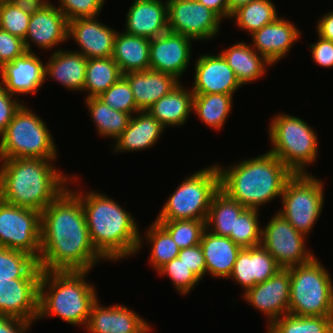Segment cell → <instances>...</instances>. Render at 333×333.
Listing matches in <instances>:
<instances>
[{
  "label": "cell",
  "instance_id": "cell-1",
  "mask_svg": "<svg viewBox=\"0 0 333 333\" xmlns=\"http://www.w3.org/2000/svg\"><path fill=\"white\" fill-rule=\"evenodd\" d=\"M106 259L94 248L80 197L65 190L41 212L42 271H90Z\"/></svg>",
  "mask_w": 333,
  "mask_h": 333
},
{
  "label": "cell",
  "instance_id": "cell-2",
  "mask_svg": "<svg viewBox=\"0 0 333 333\" xmlns=\"http://www.w3.org/2000/svg\"><path fill=\"white\" fill-rule=\"evenodd\" d=\"M55 160L0 159V199L11 205L41 213L69 187L70 182L79 179L74 175L67 176L62 171L59 172V169L54 167Z\"/></svg>",
  "mask_w": 333,
  "mask_h": 333
},
{
  "label": "cell",
  "instance_id": "cell-3",
  "mask_svg": "<svg viewBox=\"0 0 333 333\" xmlns=\"http://www.w3.org/2000/svg\"><path fill=\"white\" fill-rule=\"evenodd\" d=\"M74 192L80 197L94 248L107 261H121L141 251L145 239L130 212L101 192Z\"/></svg>",
  "mask_w": 333,
  "mask_h": 333
},
{
  "label": "cell",
  "instance_id": "cell-4",
  "mask_svg": "<svg viewBox=\"0 0 333 333\" xmlns=\"http://www.w3.org/2000/svg\"><path fill=\"white\" fill-rule=\"evenodd\" d=\"M220 190L245 208L260 209L281 197L286 182L294 175L270 151L226 168L216 163Z\"/></svg>",
  "mask_w": 333,
  "mask_h": 333
},
{
  "label": "cell",
  "instance_id": "cell-5",
  "mask_svg": "<svg viewBox=\"0 0 333 333\" xmlns=\"http://www.w3.org/2000/svg\"><path fill=\"white\" fill-rule=\"evenodd\" d=\"M88 272L43 271L39 282L37 319L54 315L85 329L92 305L98 300L96 287L86 279Z\"/></svg>",
  "mask_w": 333,
  "mask_h": 333
},
{
  "label": "cell",
  "instance_id": "cell-6",
  "mask_svg": "<svg viewBox=\"0 0 333 333\" xmlns=\"http://www.w3.org/2000/svg\"><path fill=\"white\" fill-rule=\"evenodd\" d=\"M270 151L292 173L309 174L306 167L316 162L318 137L308 123L285 113L273 116L269 129Z\"/></svg>",
  "mask_w": 333,
  "mask_h": 333
},
{
  "label": "cell",
  "instance_id": "cell-7",
  "mask_svg": "<svg viewBox=\"0 0 333 333\" xmlns=\"http://www.w3.org/2000/svg\"><path fill=\"white\" fill-rule=\"evenodd\" d=\"M289 270V313L295 316H333L332 278L317 257Z\"/></svg>",
  "mask_w": 333,
  "mask_h": 333
},
{
  "label": "cell",
  "instance_id": "cell-8",
  "mask_svg": "<svg viewBox=\"0 0 333 333\" xmlns=\"http://www.w3.org/2000/svg\"><path fill=\"white\" fill-rule=\"evenodd\" d=\"M57 154L47 124L23 103L0 136V159H57Z\"/></svg>",
  "mask_w": 333,
  "mask_h": 333
},
{
  "label": "cell",
  "instance_id": "cell-9",
  "mask_svg": "<svg viewBox=\"0 0 333 333\" xmlns=\"http://www.w3.org/2000/svg\"><path fill=\"white\" fill-rule=\"evenodd\" d=\"M219 190L220 175L215 163L181 181L155 221L206 220L212 198Z\"/></svg>",
  "mask_w": 333,
  "mask_h": 333
},
{
  "label": "cell",
  "instance_id": "cell-10",
  "mask_svg": "<svg viewBox=\"0 0 333 333\" xmlns=\"http://www.w3.org/2000/svg\"><path fill=\"white\" fill-rule=\"evenodd\" d=\"M322 182L310 173L294 174L281 195L283 206L278 213L306 237L322 214L325 202Z\"/></svg>",
  "mask_w": 333,
  "mask_h": 333
},
{
  "label": "cell",
  "instance_id": "cell-11",
  "mask_svg": "<svg viewBox=\"0 0 333 333\" xmlns=\"http://www.w3.org/2000/svg\"><path fill=\"white\" fill-rule=\"evenodd\" d=\"M0 247L26 252L38 261L41 213L0 199Z\"/></svg>",
  "mask_w": 333,
  "mask_h": 333
},
{
  "label": "cell",
  "instance_id": "cell-12",
  "mask_svg": "<svg viewBox=\"0 0 333 333\" xmlns=\"http://www.w3.org/2000/svg\"><path fill=\"white\" fill-rule=\"evenodd\" d=\"M306 239L278 212L263 226L261 233V245L283 269L305 264L316 256L306 249Z\"/></svg>",
  "mask_w": 333,
  "mask_h": 333
},
{
  "label": "cell",
  "instance_id": "cell-13",
  "mask_svg": "<svg viewBox=\"0 0 333 333\" xmlns=\"http://www.w3.org/2000/svg\"><path fill=\"white\" fill-rule=\"evenodd\" d=\"M168 31L192 40L218 36L222 19L197 0H167Z\"/></svg>",
  "mask_w": 333,
  "mask_h": 333
},
{
  "label": "cell",
  "instance_id": "cell-14",
  "mask_svg": "<svg viewBox=\"0 0 333 333\" xmlns=\"http://www.w3.org/2000/svg\"><path fill=\"white\" fill-rule=\"evenodd\" d=\"M244 300L267 317V327L289 313L290 270L280 269L276 274L243 293Z\"/></svg>",
  "mask_w": 333,
  "mask_h": 333
},
{
  "label": "cell",
  "instance_id": "cell-15",
  "mask_svg": "<svg viewBox=\"0 0 333 333\" xmlns=\"http://www.w3.org/2000/svg\"><path fill=\"white\" fill-rule=\"evenodd\" d=\"M192 41L170 31L150 39V69L173 75L179 80L192 59Z\"/></svg>",
  "mask_w": 333,
  "mask_h": 333
},
{
  "label": "cell",
  "instance_id": "cell-16",
  "mask_svg": "<svg viewBox=\"0 0 333 333\" xmlns=\"http://www.w3.org/2000/svg\"><path fill=\"white\" fill-rule=\"evenodd\" d=\"M195 62L193 94L233 95L241 88L234 71L219 52L200 55Z\"/></svg>",
  "mask_w": 333,
  "mask_h": 333
},
{
  "label": "cell",
  "instance_id": "cell-17",
  "mask_svg": "<svg viewBox=\"0 0 333 333\" xmlns=\"http://www.w3.org/2000/svg\"><path fill=\"white\" fill-rule=\"evenodd\" d=\"M40 279H0V316L37 321Z\"/></svg>",
  "mask_w": 333,
  "mask_h": 333
},
{
  "label": "cell",
  "instance_id": "cell-18",
  "mask_svg": "<svg viewBox=\"0 0 333 333\" xmlns=\"http://www.w3.org/2000/svg\"><path fill=\"white\" fill-rule=\"evenodd\" d=\"M97 17L77 18L68 21V39L79 45L81 53L87 59L112 57L115 29L100 23ZM96 19V20H95Z\"/></svg>",
  "mask_w": 333,
  "mask_h": 333
},
{
  "label": "cell",
  "instance_id": "cell-19",
  "mask_svg": "<svg viewBox=\"0 0 333 333\" xmlns=\"http://www.w3.org/2000/svg\"><path fill=\"white\" fill-rule=\"evenodd\" d=\"M66 40H68V20L56 5L49 2L30 16L24 40L26 52H34L31 43L42 50H52V47Z\"/></svg>",
  "mask_w": 333,
  "mask_h": 333
},
{
  "label": "cell",
  "instance_id": "cell-20",
  "mask_svg": "<svg viewBox=\"0 0 333 333\" xmlns=\"http://www.w3.org/2000/svg\"><path fill=\"white\" fill-rule=\"evenodd\" d=\"M88 333H149L151 325L138 313L121 304L104 306L98 299L91 308Z\"/></svg>",
  "mask_w": 333,
  "mask_h": 333
},
{
  "label": "cell",
  "instance_id": "cell-21",
  "mask_svg": "<svg viewBox=\"0 0 333 333\" xmlns=\"http://www.w3.org/2000/svg\"><path fill=\"white\" fill-rule=\"evenodd\" d=\"M0 79L7 92L13 96L33 95L46 81L45 63L35 52H25L0 68Z\"/></svg>",
  "mask_w": 333,
  "mask_h": 333
},
{
  "label": "cell",
  "instance_id": "cell-22",
  "mask_svg": "<svg viewBox=\"0 0 333 333\" xmlns=\"http://www.w3.org/2000/svg\"><path fill=\"white\" fill-rule=\"evenodd\" d=\"M295 26L292 21L277 17L250 36L253 40L251 45L274 65L286 57L292 45L299 40L301 33Z\"/></svg>",
  "mask_w": 333,
  "mask_h": 333
},
{
  "label": "cell",
  "instance_id": "cell-23",
  "mask_svg": "<svg viewBox=\"0 0 333 333\" xmlns=\"http://www.w3.org/2000/svg\"><path fill=\"white\" fill-rule=\"evenodd\" d=\"M282 269L273 256L262 246L243 248L238 253L228 279L240 284L244 293L262 283Z\"/></svg>",
  "mask_w": 333,
  "mask_h": 333
},
{
  "label": "cell",
  "instance_id": "cell-24",
  "mask_svg": "<svg viewBox=\"0 0 333 333\" xmlns=\"http://www.w3.org/2000/svg\"><path fill=\"white\" fill-rule=\"evenodd\" d=\"M127 12V34L153 39L168 31L167 0H134Z\"/></svg>",
  "mask_w": 333,
  "mask_h": 333
},
{
  "label": "cell",
  "instance_id": "cell-25",
  "mask_svg": "<svg viewBox=\"0 0 333 333\" xmlns=\"http://www.w3.org/2000/svg\"><path fill=\"white\" fill-rule=\"evenodd\" d=\"M130 84L135 103L140 111H147L161 97L170 93L181 82L173 75L155 71H131L123 74Z\"/></svg>",
  "mask_w": 333,
  "mask_h": 333
},
{
  "label": "cell",
  "instance_id": "cell-26",
  "mask_svg": "<svg viewBox=\"0 0 333 333\" xmlns=\"http://www.w3.org/2000/svg\"><path fill=\"white\" fill-rule=\"evenodd\" d=\"M136 115L131 116L127 128L115 140L112 152L149 149L160 139L166 128L148 111H139Z\"/></svg>",
  "mask_w": 333,
  "mask_h": 333
},
{
  "label": "cell",
  "instance_id": "cell-27",
  "mask_svg": "<svg viewBox=\"0 0 333 333\" xmlns=\"http://www.w3.org/2000/svg\"><path fill=\"white\" fill-rule=\"evenodd\" d=\"M87 58L76 51L57 49L45 63V77L56 79L62 86L83 92Z\"/></svg>",
  "mask_w": 333,
  "mask_h": 333
},
{
  "label": "cell",
  "instance_id": "cell-28",
  "mask_svg": "<svg viewBox=\"0 0 333 333\" xmlns=\"http://www.w3.org/2000/svg\"><path fill=\"white\" fill-rule=\"evenodd\" d=\"M200 245L207 273L213 277L228 279L242 248L229 237L215 235L207 229L203 231Z\"/></svg>",
  "mask_w": 333,
  "mask_h": 333
},
{
  "label": "cell",
  "instance_id": "cell-29",
  "mask_svg": "<svg viewBox=\"0 0 333 333\" xmlns=\"http://www.w3.org/2000/svg\"><path fill=\"white\" fill-rule=\"evenodd\" d=\"M225 61L234 71L243 86L259 80L266 73L267 66H273L264 56L257 53L251 43L238 42L220 51Z\"/></svg>",
  "mask_w": 333,
  "mask_h": 333
},
{
  "label": "cell",
  "instance_id": "cell-30",
  "mask_svg": "<svg viewBox=\"0 0 333 333\" xmlns=\"http://www.w3.org/2000/svg\"><path fill=\"white\" fill-rule=\"evenodd\" d=\"M112 59L122 74L150 69V39L117 32Z\"/></svg>",
  "mask_w": 333,
  "mask_h": 333
},
{
  "label": "cell",
  "instance_id": "cell-31",
  "mask_svg": "<svg viewBox=\"0 0 333 333\" xmlns=\"http://www.w3.org/2000/svg\"><path fill=\"white\" fill-rule=\"evenodd\" d=\"M184 87L180 83L147 110L165 128L184 125L190 113H193L194 94Z\"/></svg>",
  "mask_w": 333,
  "mask_h": 333
},
{
  "label": "cell",
  "instance_id": "cell-32",
  "mask_svg": "<svg viewBox=\"0 0 333 333\" xmlns=\"http://www.w3.org/2000/svg\"><path fill=\"white\" fill-rule=\"evenodd\" d=\"M245 209L238 201L229 198L219 190L212 198L205 226L208 231L218 235L229 237L234 231L237 216Z\"/></svg>",
  "mask_w": 333,
  "mask_h": 333
},
{
  "label": "cell",
  "instance_id": "cell-33",
  "mask_svg": "<svg viewBox=\"0 0 333 333\" xmlns=\"http://www.w3.org/2000/svg\"><path fill=\"white\" fill-rule=\"evenodd\" d=\"M233 95L226 94H194L193 109L194 114L208 125L211 129L220 130L228 120L231 112Z\"/></svg>",
  "mask_w": 333,
  "mask_h": 333
},
{
  "label": "cell",
  "instance_id": "cell-34",
  "mask_svg": "<svg viewBox=\"0 0 333 333\" xmlns=\"http://www.w3.org/2000/svg\"><path fill=\"white\" fill-rule=\"evenodd\" d=\"M97 134L116 140L127 128L131 115L111 109L97 97L84 98Z\"/></svg>",
  "mask_w": 333,
  "mask_h": 333
},
{
  "label": "cell",
  "instance_id": "cell-35",
  "mask_svg": "<svg viewBox=\"0 0 333 333\" xmlns=\"http://www.w3.org/2000/svg\"><path fill=\"white\" fill-rule=\"evenodd\" d=\"M122 76L118 64L112 57L87 59L83 91L89 94L87 93L85 98L98 97Z\"/></svg>",
  "mask_w": 333,
  "mask_h": 333
},
{
  "label": "cell",
  "instance_id": "cell-36",
  "mask_svg": "<svg viewBox=\"0 0 333 333\" xmlns=\"http://www.w3.org/2000/svg\"><path fill=\"white\" fill-rule=\"evenodd\" d=\"M42 272L28 253L0 247V279H40Z\"/></svg>",
  "mask_w": 333,
  "mask_h": 333
},
{
  "label": "cell",
  "instance_id": "cell-37",
  "mask_svg": "<svg viewBox=\"0 0 333 333\" xmlns=\"http://www.w3.org/2000/svg\"><path fill=\"white\" fill-rule=\"evenodd\" d=\"M267 328L268 333H333V316H295L288 313Z\"/></svg>",
  "mask_w": 333,
  "mask_h": 333
},
{
  "label": "cell",
  "instance_id": "cell-38",
  "mask_svg": "<svg viewBox=\"0 0 333 333\" xmlns=\"http://www.w3.org/2000/svg\"><path fill=\"white\" fill-rule=\"evenodd\" d=\"M277 17L276 5L272 1L254 0L235 11L230 19L234 18L236 26L252 35Z\"/></svg>",
  "mask_w": 333,
  "mask_h": 333
},
{
  "label": "cell",
  "instance_id": "cell-39",
  "mask_svg": "<svg viewBox=\"0 0 333 333\" xmlns=\"http://www.w3.org/2000/svg\"><path fill=\"white\" fill-rule=\"evenodd\" d=\"M145 233L148 244L151 245L149 263L157 272L166 263L177 258L180 249L170 234L155 220Z\"/></svg>",
  "mask_w": 333,
  "mask_h": 333
},
{
  "label": "cell",
  "instance_id": "cell-40",
  "mask_svg": "<svg viewBox=\"0 0 333 333\" xmlns=\"http://www.w3.org/2000/svg\"><path fill=\"white\" fill-rule=\"evenodd\" d=\"M258 212V209L245 208L235 220L229 238L242 249L261 245L262 227Z\"/></svg>",
  "mask_w": 333,
  "mask_h": 333
},
{
  "label": "cell",
  "instance_id": "cell-41",
  "mask_svg": "<svg viewBox=\"0 0 333 333\" xmlns=\"http://www.w3.org/2000/svg\"><path fill=\"white\" fill-rule=\"evenodd\" d=\"M206 220H173L156 221L172 237L179 249L190 248L200 244L203 231L206 229Z\"/></svg>",
  "mask_w": 333,
  "mask_h": 333
},
{
  "label": "cell",
  "instance_id": "cell-42",
  "mask_svg": "<svg viewBox=\"0 0 333 333\" xmlns=\"http://www.w3.org/2000/svg\"><path fill=\"white\" fill-rule=\"evenodd\" d=\"M97 98L111 109L128 113L131 116L140 111L136 106L130 84L123 76Z\"/></svg>",
  "mask_w": 333,
  "mask_h": 333
},
{
  "label": "cell",
  "instance_id": "cell-43",
  "mask_svg": "<svg viewBox=\"0 0 333 333\" xmlns=\"http://www.w3.org/2000/svg\"><path fill=\"white\" fill-rule=\"evenodd\" d=\"M158 274L168 276L181 295H187L201 280L177 257L166 263Z\"/></svg>",
  "mask_w": 333,
  "mask_h": 333
},
{
  "label": "cell",
  "instance_id": "cell-44",
  "mask_svg": "<svg viewBox=\"0 0 333 333\" xmlns=\"http://www.w3.org/2000/svg\"><path fill=\"white\" fill-rule=\"evenodd\" d=\"M30 16L11 1H0V29L22 40H25Z\"/></svg>",
  "mask_w": 333,
  "mask_h": 333
},
{
  "label": "cell",
  "instance_id": "cell-45",
  "mask_svg": "<svg viewBox=\"0 0 333 333\" xmlns=\"http://www.w3.org/2000/svg\"><path fill=\"white\" fill-rule=\"evenodd\" d=\"M58 8L68 21L77 18L99 17L105 0H59Z\"/></svg>",
  "mask_w": 333,
  "mask_h": 333
},
{
  "label": "cell",
  "instance_id": "cell-46",
  "mask_svg": "<svg viewBox=\"0 0 333 333\" xmlns=\"http://www.w3.org/2000/svg\"><path fill=\"white\" fill-rule=\"evenodd\" d=\"M25 52L24 40L0 29V68Z\"/></svg>",
  "mask_w": 333,
  "mask_h": 333
},
{
  "label": "cell",
  "instance_id": "cell-47",
  "mask_svg": "<svg viewBox=\"0 0 333 333\" xmlns=\"http://www.w3.org/2000/svg\"><path fill=\"white\" fill-rule=\"evenodd\" d=\"M18 97L11 95L0 82V136L6 131L17 110L23 105Z\"/></svg>",
  "mask_w": 333,
  "mask_h": 333
},
{
  "label": "cell",
  "instance_id": "cell-48",
  "mask_svg": "<svg viewBox=\"0 0 333 333\" xmlns=\"http://www.w3.org/2000/svg\"><path fill=\"white\" fill-rule=\"evenodd\" d=\"M178 258L200 279L207 275L205 257L201 245L184 248L179 251Z\"/></svg>",
  "mask_w": 333,
  "mask_h": 333
},
{
  "label": "cell",
  "instance_id": "cell-49",
  "mask_svg": "<svg viewBox=\"0 0 333 333\" xmlns=\"http://www.w3.org/2000/svg\"><path fill=\"white\" fill-rule=\"evenodd\" d=\"M314 62L322 67H333V42L318 35L316 43L310 44Z\"/></svg>",
  "mask_w": 333,
  "mask_h": 333
},
{
  "label": "cell",
  "instance_id": "cell-50",
  "mask_svg": "<svg viewBox=\"0 0 333 333\" xmlns=\"http://www.w3.org/2000/svg\"><path fill=\"white\" fill-rule=\"evenodd\" d=\"M33 321L9 316H0V333H27Z\"/></svg>",
  "mask_w": 333,
  "mask_h": 333
},
{
  "label": "cell",
  "instance_id": "cell-51",
  "mask_svg": "<svg viewBox=\"0 0 333 333\" xmlns=\"http://www.w3.org/2000/svg\"><path fill=\"white\" fill-rule=\"evenodd\" d=\"M316 30L321 38L333 42V11L327 12L318 20Z\"/></svg>",
  "mask_w": 333,
  "mask_h": 333
},
{
  "label": "cell",
  "instance_id": "cell-52",
  "mask_svg": "<svg viewBox=\"0 0 333 333\" xmlns=\"http://www.w3.org/2000/svg\"><path fill=\"white\" fill-rule=\"evenodd\" d=\"M17 8L26 14L33 15L47 5L49 0H10Z\"/></svg>",
  "mask_w": 333,
  "mask_h": 333
},
{
  "label": "cell",
  "instance_id": "cell-53",
  "mask_svg": "<svg viewBox=\"0 0 333 333\" xmlns=\"http://www.w3.org/2000/svg\"><path fill=\"white\" fill-rule=\"evenodd\" d=\"M199 3L211 9L222 20L228 19V0H197Z\"/></svg>",
  "mask_w": 333,
  "mask_h": 333
},
{
  "label": "cell",
  "instance_id": "cell-54",
  "mask_svg": "<svg viewBox=\"0 0 333 333\" xmlns=\"http://www.w3.org/2000/svg\"><path fill=\"white\" fill-rule=\"evenodd\" d=\"M252 1L254 0H228V19L235 11Z\"/></svg>",
  "mask_w": 333,
  "mask_h": 333
}]
</instances>
